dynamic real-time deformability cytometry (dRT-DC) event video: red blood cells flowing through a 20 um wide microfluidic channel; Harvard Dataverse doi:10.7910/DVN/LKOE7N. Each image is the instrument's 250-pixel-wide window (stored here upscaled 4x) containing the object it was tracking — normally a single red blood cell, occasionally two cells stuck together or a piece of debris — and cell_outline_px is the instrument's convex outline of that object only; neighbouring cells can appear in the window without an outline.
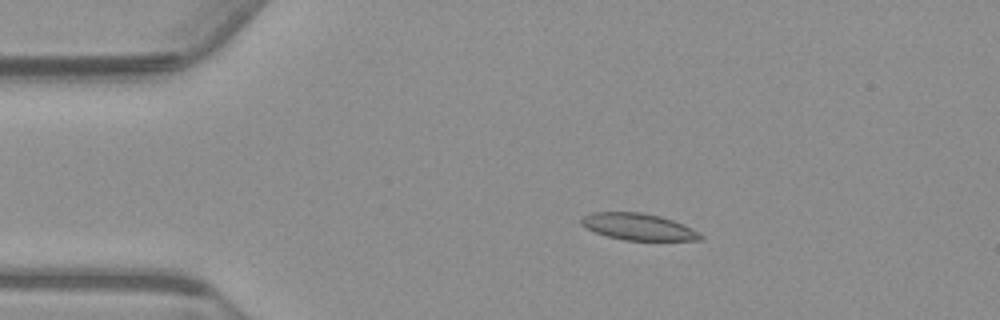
{"species": "common noctule bat (a hibernating species)", "species_latin": "Nyctalus noctula", "temperature_condition": "warm", "stored_images_in_passage": 56, "camera_frame_rate_fps": 3000, "um_per_image_px": 0.085, "animal": {"sex": "male", "body_mass_g": 23.1, "forearm_length_mm": 52.7}, "frame": {"image": 1, "passage_image": 11, "time_ms": 3.333, "image_size_px": [1000, 320], "cell_outline_px": [[704, 240], [624, 240], [608, 236], [596, 232], [580, 224], [580, 220], [584, 216], [592, 212], [644, 212], [660, 216], [684, 224], [700, 232], [704, 236]], "centroid_in_image_um": [54.3, 19.27], "position_along_channel_um": 30.7, "area_um2": 18.55}}
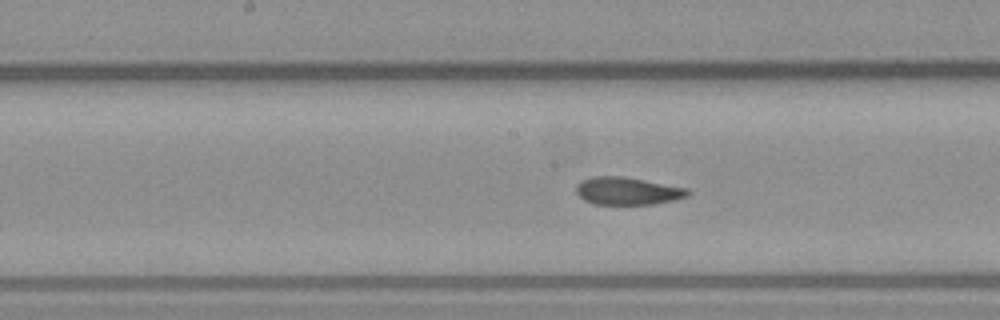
{"frame": {"image": 2, "passage_image": 28, "time_ms": 9.0, "image_size_px": [1000, 320], "cell_outline_px": [[688, 196], [672, 200], [652, 204], [596, 204], [584, 200], [576, 192], [576, 184], [580, 180], [592, 176], [620, 176], [688, 188]], "centroid_in_image_um": [53.28, 16.23], "position_along_channel_um": 194.9, "area_um2": 17.74}}
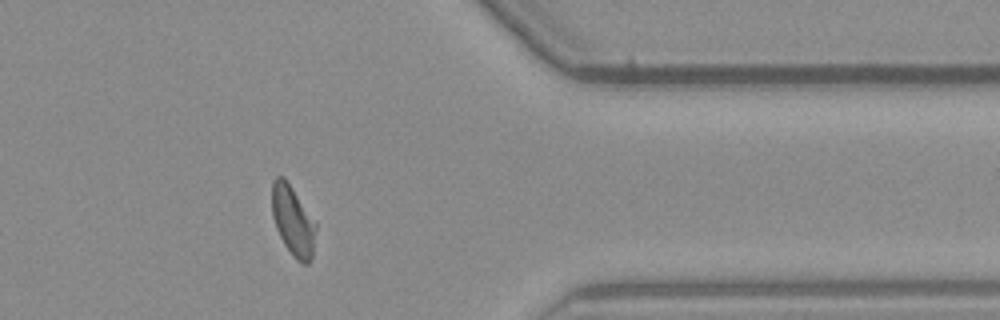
{"frame": {"image": 3, "passage_image": 45, "time_ms": 14.667, "image_size_px": [1000, 320], "cell_outline_px": [[316, 228], [312, 256], [308, 264], [300, 264], [292, 256], [284, 244], [276, 228], [272, 216], [272, 180], [276, 176], [284, 176], [316, 224]], "centroid_in_image_um": [24.88, 18.79], "position_along_channel_um": 386.5, "area_um2": 17.74}, "authors_computed_cell_mechanics": {"area_um2": 18.496, "velocity_mm_per_s": 3.7339, "shape_relaxation_time_tau1_ms": 5.8892, "shape_relaxation_time_tau2_ms": 1.646, "deformation_change_tau1": 0.1763, "deformation_change_tau2": 0.0749}}